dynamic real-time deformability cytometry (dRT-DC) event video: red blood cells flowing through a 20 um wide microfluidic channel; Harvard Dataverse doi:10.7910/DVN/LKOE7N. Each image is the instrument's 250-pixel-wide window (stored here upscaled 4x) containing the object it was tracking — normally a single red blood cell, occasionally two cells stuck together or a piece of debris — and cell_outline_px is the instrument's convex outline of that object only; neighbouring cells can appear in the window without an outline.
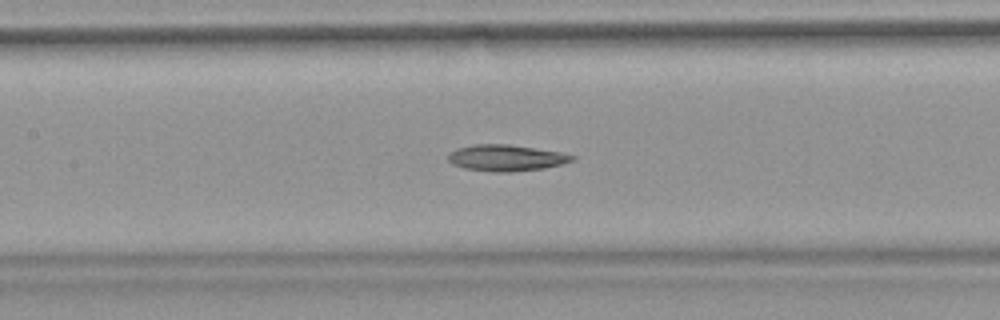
{"species": "common noctule bat (a hibernating species)", "species_latin": "Nyctalus noctula", "temperature_condition": "warm", "stored_images_in_passage": 35, "camera_frame_rate_fps": 3000, "um_per_image_px": 0.085, "animal": {"sex": "female", "body_mass_g": 18.4}, "frame": {"image": 1, "passage_image": 16, "time_ms": 5.0, "image_size_px": [1000, 320], "cell_outline_px": [[576, 160], [564, 164], [544, 168], [512, 172], [492, 172], [464, 168], [452, 164], [448, 160], [448, 156], [456, 148], [472, 144], [508, 144], [560, 152], [576, 156]], "centroid_in_image_um": [43.04, 13.42], "position_along_channel_um": 164.4, "area_um2": 19.13}}